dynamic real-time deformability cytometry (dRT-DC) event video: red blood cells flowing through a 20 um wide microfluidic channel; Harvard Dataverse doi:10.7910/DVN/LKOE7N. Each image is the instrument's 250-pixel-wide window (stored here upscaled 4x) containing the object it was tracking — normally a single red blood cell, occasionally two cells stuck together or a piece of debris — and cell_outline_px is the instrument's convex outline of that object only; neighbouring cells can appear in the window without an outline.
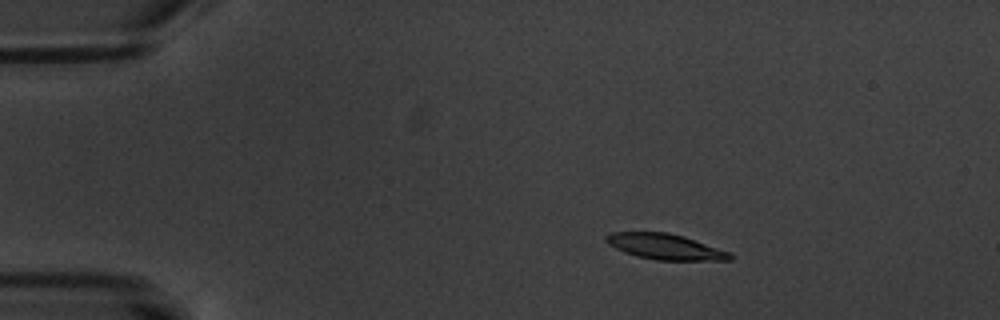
{"species": "common noctule bat (a hibernating species)", "species_latin": "Nyctalus noctula", "temperature_condition": "warm", "stored_images_in_passage": 5, "camera_frame_rate_fps": 3000, "um_per_image_px": 0.085, "animal": {"sex": "male", "body_mass_g": 20.1, "forearm_length_mm": 53.5}, "frame": {"image": 1, "passage_image": 3, "time_ms": 2.333, "image_size_px": [1000, 320], "cell_outline_px": [[732, 260], [656, 260], [636, 256], [624, 252], [608, 244], [604, 240], [604, 236], [612, 232], [668, 232], [684, 236], [732, 252]], "centroid_in_image_um": [56.55, 20.96], "position_along_channel_um": 28.5, "area_um2": 18.67}}